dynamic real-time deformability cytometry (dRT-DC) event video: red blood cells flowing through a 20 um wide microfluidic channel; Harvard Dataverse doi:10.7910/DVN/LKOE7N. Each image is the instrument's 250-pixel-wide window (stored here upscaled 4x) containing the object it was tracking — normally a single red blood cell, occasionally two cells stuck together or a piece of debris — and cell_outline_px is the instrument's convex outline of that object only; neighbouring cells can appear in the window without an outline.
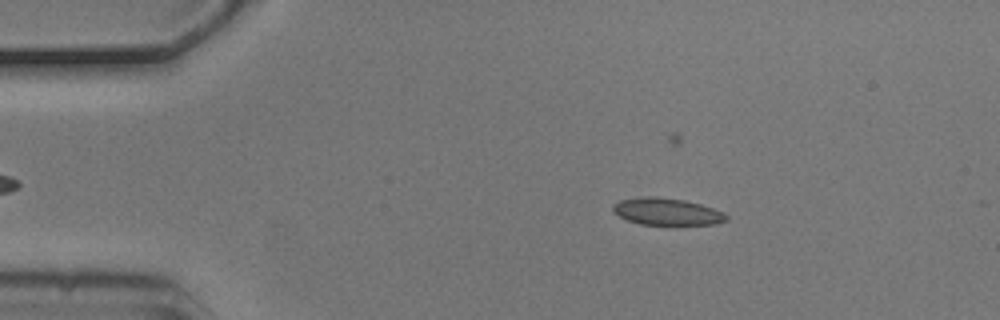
{"species": "common noctule bat (a hibernating species)", "species_latin": "Nyctalus noctula", "temperature_condition": "cold", "stored_images_in_passage": 4, "camera_frame_rate_fps": 3000, "um_per_image_px": 0.085, "animal": {"sex": "male", "body_mass_g": 20.5, "forearm_length_mm": 52.5}, "frame": {"image": 1, "passage_image": 2, "time_ms": 0.333, "image_size_px": [1000, 320], "cell_outline_px": [[728, 220], [716, 224], [640, 224], [628, 220], [612, 212], [612, 204], [620, 200], [648, 196], [656, 196], [684, 200], [700, 204], [724, 212], [728, 216]], "centroid_in_image_um": [56.68, 17.98], "position_along_channel_um": 28.3, "area_um2": 17.74}}